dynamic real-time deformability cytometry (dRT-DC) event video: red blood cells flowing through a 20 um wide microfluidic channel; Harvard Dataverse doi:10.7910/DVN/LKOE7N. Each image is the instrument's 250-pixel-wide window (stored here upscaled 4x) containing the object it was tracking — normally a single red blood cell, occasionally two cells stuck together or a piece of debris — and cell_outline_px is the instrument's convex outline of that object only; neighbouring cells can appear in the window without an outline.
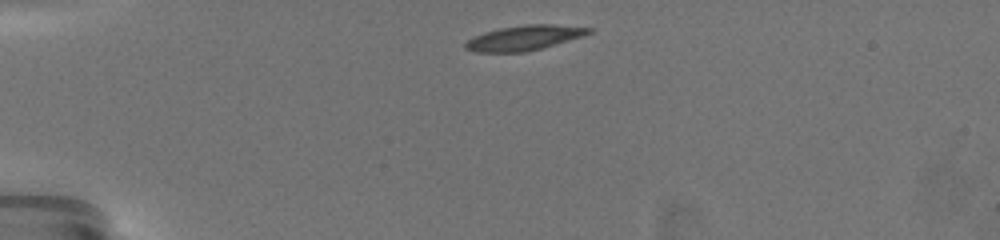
{"species": "common noctule bat (a hibernating species)", "species_latin": "Nyctalus noctula", "temperature_condition": "warm", "stored_images_in_passage": 31, "camera_frame_rate_fps": 3000, "um_per_image_px": 0.085, "animal": {"sex": "female", "body_mass_g": 19.5, "forearm_length_mm": 54.1}, "frame": {"image": 1, "passage_image": 1, "time_ms": 0.0, "image_size_px": [1000, 240], "cell_outline_px": [[592, 32], [568, 40], [540, 48], [524, 52], [476, 52], [464, 48], [464, 44], [468, 40], [484, 32], [500, 28], [524, 24], [552, 24], [592, 28]], "centroid_in_image_um": [44.52, 3.21], "position_along_channel_um": 40.5, "area_um2": 17.57}}
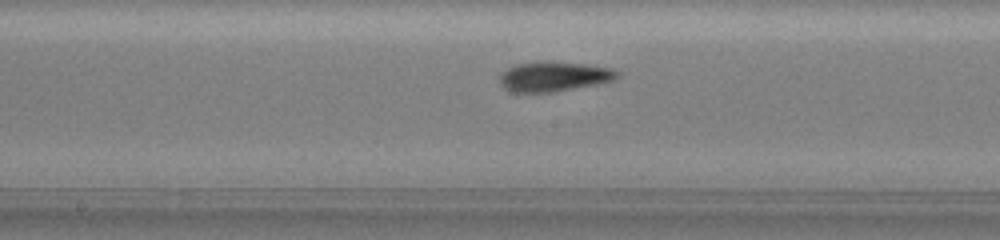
{"frame": {"image": 2, "passage_image": 20, "time_ms": 6.0, "image_size_px": [1000, 240], "cell_outline_px": [[620, 76], [612, 80], [596, 84], [552, 92], [512, 92], [504, 88], [500, 84], [500, 76], [508, 68], [516, 64], [584, 64], [612, 68]], "centroid_in_image_um": [47.07, 6.55], "position_along_channel_um": 201.1, "area_um2": 19.31}}
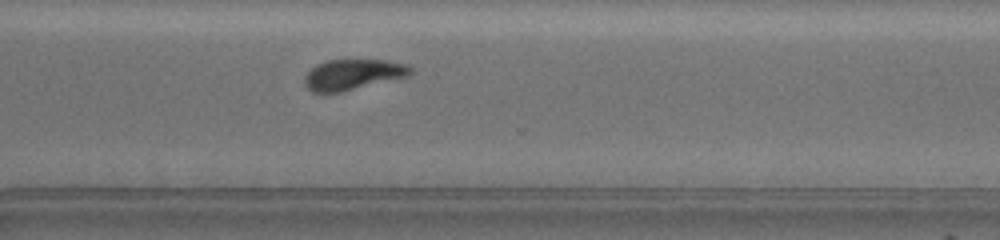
{"frame": {"image": 3, "passage_image": 28, "time_ms": 10.0, "image_size_px": [1000, 240], "cell_outline_px": [[412, 72], [408, 76], [340, 92], [312, 92], [304, 84], [304, 76], [316, 64], [324, 60], [388, 60], [404, 64], [412, 68]], "centroid_in_image_um": [29.97, 6.32], "position_along_channel_um": 340.6, "area_um2": 18.73}, "authors_computed_cell_mechanics": {"area_um2": 18.9584, "velocity_mm_per_s": 3.5038, "shape_relaxation_time_tau1_ms": 2.826, "shape_relaxation_time_tau2_ms": 2.7927, "deformation_change_tau1": 0.1583, "deformation_change_tau2": 0.0767}}